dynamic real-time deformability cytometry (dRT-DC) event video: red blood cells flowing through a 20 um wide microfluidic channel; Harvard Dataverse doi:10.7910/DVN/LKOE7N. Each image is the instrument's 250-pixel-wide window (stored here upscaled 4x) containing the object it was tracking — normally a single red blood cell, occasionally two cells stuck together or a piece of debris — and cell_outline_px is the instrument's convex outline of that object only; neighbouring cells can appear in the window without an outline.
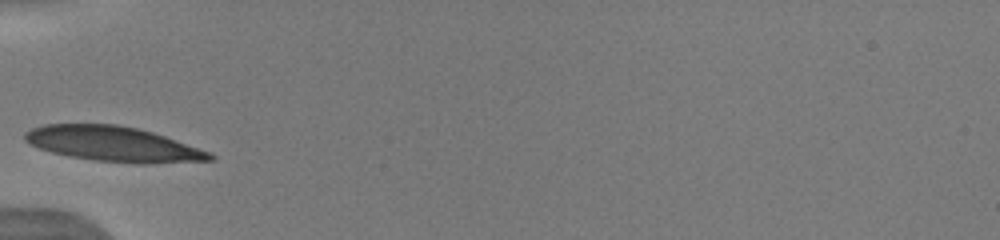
{"species": "human", "species_latin": "Homo sapiens", "temperature_condition": "warm", "stored_images_in_passage": 31, "camera_frame_rate_fps": 3000, "um_per_image_px": 0.085, "donor": {"sex": "male"}, "frame": {"image": 1, "passage_image": 1, "time_ms": 0.0, "image_size_px": [1000, 240], "cell_outline_px": [[216, 156], [212, 160], [148, 164], [140, 164], [92, 160], [68, 156], [52, 152], [40, 148], [24, 140], [24, 132], [32, 128], [44, 124], [116, 124], [136, 128], [152, 132], [164, 136], [208, 152]], "centroid_in_image_um": [9.59, 12.24], "position_along_channel_um": 75.4, "area_um2": 37.51}, "authors_computed_cell_mechanics": {"area_um2": 34.6222, "velocity_mm_per_s": 3.8284, "shape_relaxation_time_tau1_ms": 1.3054, "shape_relaxation_time_tau2_ms": null, "deformation_change_tau1": 0.0825, "deformation_change_tau2": null}}